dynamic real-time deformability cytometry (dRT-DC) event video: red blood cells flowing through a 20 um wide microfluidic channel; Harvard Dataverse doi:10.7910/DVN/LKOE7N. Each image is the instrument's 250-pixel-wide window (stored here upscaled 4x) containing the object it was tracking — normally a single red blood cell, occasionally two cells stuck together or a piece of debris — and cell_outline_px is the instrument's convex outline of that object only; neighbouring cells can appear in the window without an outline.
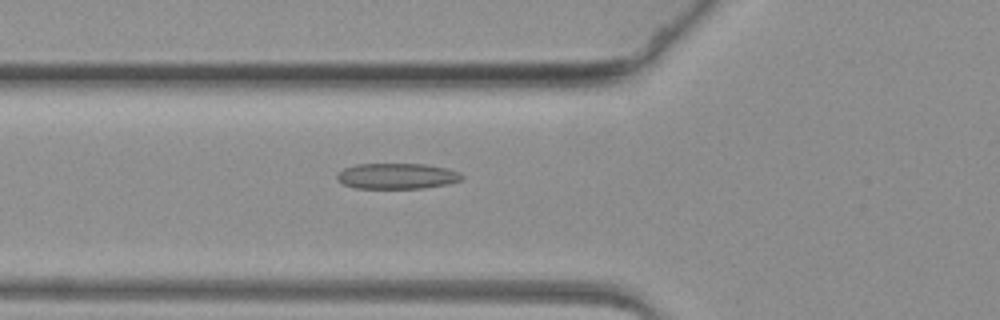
{"species": "common noctule bat (a hibernating species)", "species_latin": "Nyctalus noctula", "temperature_condition": "warm", "stored_images_in_passage": 62, "camera_frame_rate_fps": 3000, "um_per_image_px": 0.085, "animal": {"sex": "female", "body_mass_g": 19.3, "forearm_length_mm": 54.1}, "frame": {"image": 1, "passage_image": 23, "time_ms": 7.333, "image_size_px": [1000, 320], "cell_outline_px": [[464, 176], [460, 180], [448, 184], [424, 188], [352, 188], [336, 180], [336, 176], [344, 168], [356, 164], [424, 164], [448, 168], [460, 172]], "centroid_in_image_um": [33.75, 14.96], "position_along_channel_um": 92.1, "area_um2": 18.79}}
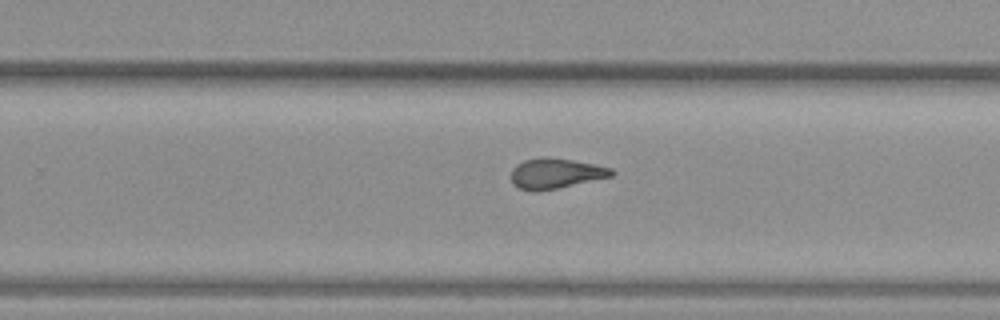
{"frame": {"image": 2, "passage_image": 40, "time_ms": 13.0, "image_size_px": [1000, 320], "cell_outline_px": [[616, 172], [612, 176], [556, 188], [536, 192], [532, 192], [520, 188], [512, 184], [512, 168], [516, 164], [524, 160], [540, 156], [548, 156], [572, 160], [612, 168]], "centroid_in_image_um": [47.19, 14.73], "position_along_channel_um": 282.6, "area_um2": 17.74}}
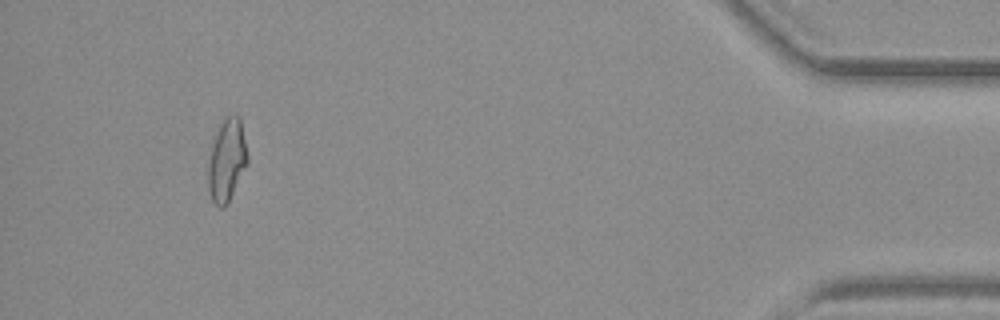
{"frame": {"image": 3, "passage_image": 58, "time_ms": 19.0, "image_size_px": [1000, 320], "cell_outline_px": [[248, 164], [228, 204], [224, 208], [220, 208], [212, 200], [208, 188], [208, 164], [212, 144], [216, 132], [224, 116], [240, 116], [248, 156]], "centroid_in_image_um": [19.29, 13.64], "position_along_channel_um": 415.9, "area_um2": 19.07}}